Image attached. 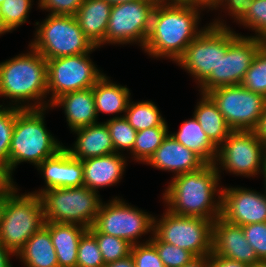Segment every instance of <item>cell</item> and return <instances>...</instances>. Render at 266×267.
Instances as JSON below:
<instances>
[{"mask_svg":"<svg viewBox=\"0 0 266 267\" xmlns=\"http://www.w3.org/2000/svg\"><path fill=\"white\" fill-rule=\"evenodd\" d=\"M172 2H191L204 5L207 9L212 5V0H166Z\"/></svg>","mask_w":266,"mask_h":267,"instance_id":"49","label":"cell"},{"mask_svg":"<svg viewBox=\"0 0 266 267\" xmlns=\"http://www.w3.org/2000/svg\"><path fill=\"white\" fill-rule=\"evenodd\" d=\"M92 226L98 232L125 239L135 245L145 243L140 242L139 237L149 232L153 234L154 216L115 197L108 203H101Z\"/></svg>","mask_w":266,"mask_h":267,"instance_id":"12","label":"cell"},{"mask_svg":"<svg viewBox=\"0 0 266 267\" xmlns=\"http://www.w3.org/2000/svg\"><path fill=\"white\" fill-rule=\"evenodd\" d=\"M124 117L137 132L152 127L168 126L156 104L148 100L135 103L130 100Z\"/></svg>","mask_w":266,"mask_h":267,"instance_id":"30","label":"cell"},{"mask_svg":"<svg viewBox=\"0 0 266 267\" xmlns=\"http://www.w3.org/2000/svg\"><path fill=\"white\" fill-rule=\"evenodd\" d=\"M111 7L106 0H84L74 15L79 27L95 47L105 45Z\"/></svg>","mask_w":266,"mask_h":267,"instance_id":"23","label":"cell"},{"mask_svg":"<svg viewBox=\"0 0 266 267\" xmlns=\"http://www.w3.org/2000/svg\"><path fill=\"white\" fill-rule=\"evenodd\" d=\"M159 0H137L111 7L105 44H139L144 47Z\"/></svg>","mask_w":266,"mask_h":267,"instance_id":"14","label":"cell"},{"mask_svg":"<svg viewBox=\"0 0 266 267\" xmlns=\"http://www.w3.org/2000/svg\"><path fill=\"white\" fill-rule=\"evenodd\" d=\"M45 180V187L31 193L41 194L52 188L83 186V165L63 147L54 156L46 158L37 166Z\"/></svg>","mask_w":266,"mask_h":267,"instance_id":"18","label":"cell"},{"mask_svg":"<svg viewBox=\"0 0 266 267\" xmlns=\"http://www.w3.org/2000/svg\"><path fill=\"white\" fill-rule=\"evenodd\" d=\"M33 0H4L0 4V36L12 32L29 18Z\"/></svg>","mask_w":266,"mask_h":267,"instance_id":"32","label":"cell"},{"mask_svg":"<svg viewBox=\"0 0 266 267\" xmlns=\"http://www.w3.org/2000/svg\"><path fill=\"white\" fill-rule=\"evenodd\" d=\"M63 108L71 131L97 123L94 94L92 87L61 95L51 105Z\"/></svg>","mask_w":266,"mask_h":267,"instance_id":"21","label":"cell"},{"mask_svg":"<svg viewBox=\"0 0 266 267\" xmlns=\"http://www.w3.org/2000/svg\"><path fill=\"white\" fill-rule=\"evenodd\" d=\"M105 124L111 135L115 153H123L126 149L131 152L134 147L137 131L130 126L124 114L110 118L105 121ZM121 150L122 152H120Z\"/></svg>","mask_w":266,"mask_h":267,"instance_id":"34","label":"cell"},{"mask_svg":"<svg viewBox=\"0 0 266 267\" xmlns=\"http://www.w3.org/2000/svg\"><path fill=\"white\" fill-rule=\"evenodd\" d=\"M220 180L215 165L206 163L198 170L173 176L162 199L174 214L214 221L221 216Z\"/></svg>","mask_w":266,"mask_h":267,"instance_id":"2","label":"cell"},{"mask_svg":"<svg viewBox=\"0 0 266 267\" xmlns=\"http://www.w3.org/2000/svg\"><path fill=\"white\" fill-rule=\"evenodd\" d=\"M182 267H210L209 256L196 257L190 263L185 264Z\"/></svg>","mask_w":266,"mask_h":267,"instance_id":"48","label":"cell"},{"mask_svg":"<svg viewBox=\"0 0 266 267\" xmlns=\"http://www.w3.org/2000/svg\"><path fill=\"white\" fill-rule=\"evenodd\" d=\"M12 192H0V220L2 217V212H3V208L5 205V202L7 200V197L11 194Z\"/></svg>","mask_w":266,"mask_h":267,"instance_id":"50","label":"cell"},{"mask_svg":"<svg viewBox=\"0 0 266 267\" xmlns=\"http://www.w3.org/2000/svg\"><path fill=\"white\" fill-rule=\"evenodd\" d=\"M89 53L47 60L48 108L61 95L93 87L104 75L91 61ZM51 92V94H50Z\"/></svg>","mask_w":266,"mask_h":267,"instance_id":"13","label":"cell"},{"mask_svg":"<svg viewBox=\"0 0 266 267\" xmlns=\"http://www.w3.org/2000/svg\"><path fill=\"white\" fill-rule=\"evenodd\" d=\"M14 256L1 242H0V267H12L10 263V256Z\"/></svg>","mask_w":266,"mask_h":267,"instance_id":"47","label":"cell"},{"mask_svg":"<svg viewBox=\"0 0 266 267\" xmlns=\"http://www.w3.org/2000/svg\"><path fill=\"white\" fill-rule=\"evenodd\" d=\"M168 126L152 127L137 132L133 150L134 161L146 163L168 135Z\"/></svg>","mask_w":266,"mask_h":267,"instance_id":"31","label":"cell"},{"mask_svg":"<svg viewBox=\"0 0 266 267\" xmlns=\"http://www.w3.org/2000/svg\"><path fill=\"white\" fill-rule=\"evenodd\" d=\"M83 2L84 0H38V7L51 15L74 16Z\"/></svg>","mask_w":266,"mask_h":267,"instance_id":"41","label":"cell"},{"mask_svg":"<svg viewBox=\"0 0 266 267\" xmlns=\"http://www.w3.org/2000/svg\"><path fill=\"white\" fill-rule=\"evenodd\" d=\"M104 265L96 238L87 230L78 244L77 267H104Z\"/></svg>","mask_w":266,"mask_h":267,"instance_id":"38","label":"cell"},{"mask_svg":"<svg viewBox=\"0 0 266 267\" xmlns=\"http://www.w3.org/2000/svg\"><path fill=\"white\" fill-rule=\"evenodd\" d=\"M17 193L18 188L7 197L0 220V242L14 256L45 222L40 195Z\"/></svg>","mask_w":266,"mask_h":267,"instance_id":"5","label":"cell"},{"mask_svg":"<svg viewBox=\"0 0 266 267\" xmlns=\"http://www.w3.org/2000/svg\"><path fill=\"white\" fill-rule=\"evenodd\" d=\"M7 166L0 162V192H13L17 187Z\"/></svg>","mask_w":266,"mask_h":267,"instance_id":"42","label":"cell"},{"mask_svg":"<svg viewBox=\"0 0 266 267\" xmlns=\"http://www.w3.org/2000/svg\"><path fill=\"white\" fill-rule=\"evenodd\" d=\"M209 265L210 267H248V264L218 256L213 252L209 255Z\"/></svg>","mask_w":266,"mask_h":267,"instance_id":"43","label":"cell"},{"mask_svg":"<svg viewBox=\"0 0 266 267\" xmlns=\"http://www.w3.org/2000/svg\"><path fill=\"white\" fill-rule=\"evenodd\" d=\"M146 164L163 171H170L174 173L175 176H178L198 170L203 167L206 162L168 133L162 144Z\"/></svg>","mask_w":266,"mask_h":267,"instance_id":"19","label":"cell"},{"mask_svg":"<svg viewBox=\"0 0 266 267\" xmlns=\"http://www.w3.org/2000/svg\"><path fill=\"white\" fill-rule=\"evenodd\" d=\"M21 108L0 105V162L8 168L10 143L14 124Z\"/></svg>","mask_w":266,"mask_h":267,"instance_id":"36","label":"cell"},{"mask_svg":"<svg viewBox=\"0 0 266 267\" xmlns=\"http://www.w3.org/2000/svg\"><path fill=\"white\" fill-rule=\"evenodd\" d=\"M245 0H212V5L208 8L211 10H216L218 8L225 9V11L230 15L237 7H239ZM224 8H222V7Z\"/></svg>","mask_w":266,"mask_h":267,"instance_id":"44","label":"cell"},{"mask_svg":"<svg viewBox=\"0 0 266 267\" xmlns=\"http://www.w3.org/2000/svg\"><path fill=\"white\" fill-rule=\"evenodd\" d=\"M104 74L92 87L97 116L99 113L125 114L130 101V90L126 86L113 83Z\"/></svg>","mask_w":266,"mask_h":267,"instance_id":"27","label":"cell"},{"mask_svg":"<svg viewBox=\"0 0 266 267\" xmlns=\"http://www.w3.org/2000/svg\"><path fill=\"white\" fill-rule=\"evenodd\" d=\"M204 8L198 3L159 0L143 47L145 53L156 59L167 57L176 63L203 31L204 27L198 25Z\"/></svg>","mask_w":266,"mask_h":267,"instance_id":"1","label":"cell"},{"mask_svg":"<svg viewBox=\"0 0 266 267\" xmlns=\"http://www.w3.org/2000/svg\"><path fill=\"white\" fill-rule=\"evenodd\" d=\"M229 47V26L215 19L188 45L176 64L190 73L198 88L210 77Z\"/></svg>","mask_w":266,"mask_h":267,"instance_id":"9","label":"cell"},{"mask_svg":"<svg viewBox=\"0 0 266 267\" xmlns=\"http://www.w3.org/2000/svg\"><path fill=\"white\" fill-rule=\"evenodd\" d=\"M106 1L109 2L111 5H114V4H122L126 2H134L137 0H106Z\"/></svg>","mask_w":266,"mask_h":267,"instance_id":"51","label":"cell"},{"mask_svg":"<svg viewBox=\"0 0 266 267\" xmlns=\"http://www.w3.org/2000/svg\"><path fill=\"white\" fill-rule=\"evenodd\" d=\"M25 267H59L49 229L43 225L16 254Z\"/></svg>","mask_w":266,"mask_h":267,"instance_id":"25","label":"cell"},{"mask_svg":"<svg viewBox=\"0 0 266 267\" xmlns=\"http://www.w3.org/2000/svg\"><path fill=\"white\" fill-rule=\"evenodd\" d=\"M29 49L0 63V97L9 98L11 103L7 106L11 107L48 108L44 100L48 96L47 60L31 46Z\"/></svg>","mask_w":266,"mask_h":267,"instance_id":"3","label":"cell"},{"mask_svg":"<svg viewBox=\"0 0 266 267\" xmlns=\"http://www.w3.org/2000/svg\"><path fill=\"white\" fill-rule=\"evenodd\" d=\"M264 177V188H265V191H266V161H265V167H264V169H263V174H262Z\"/></svg>","mask_w":266,"mask_h":267,"instance_id":"53","label":"cell"},{"mask_svg":"<svg viewBox=\"0 0 266 267\" xmlns=\"http://www.w3.org/2000/svg\"><path fill=\"white\" fill-rule=\"evenodd\" d=\"M44 221L77 224L90 228L97 217L102 199L86 186L52 188L40 194Z\"/></svg>","mask_w":266,"mask_h":267,"instance_id":"7","label":"cell"},{"mask_svg":"<svg viewBox=\"0 0 266 267\" xmlns=\"http://www.w3.org/2000/svg\"><path fill=\"white\" fill-rule=\"evenodd\" d=\"M121 153L82 160L83 185L91 190L116 185L123 177L127 159Z\"/></svg>","mask_w":266,"mask_h":267,"instance_id":"20","label":"cell"},{"mask_svg":"<svg viewBox=\"0 0 266 267\" xmlns=\"http://www.w3.org/2000/svg\"><path fill=\"white\" fill-rule=\"evenodd\" d=\"M253 131L259 140L266 146V107Z\"/></svg>","mask_w":266,"mask_h":267,"instance_id":"45","label":"cell"},{"mask_svg":"<svg viewBox=\"0 0 266 267\" xmlns=\"http://www.w3.org/2000/svg\"><path fill=\"white\" fill-rule=\"evenodd\" d=\"M200 95L201 98L197 102L193 116L198 120L209 140L218 148L233 130L212 98L205 93H200Z\"/></svg>","mask_w":266,"mask_h":267,"instance_id":"26","label":"cell"},{"mask_svg":"<svg viewBox=\"0 0 266 267\" xmlns=\"http://www.w3.org/2000/svg\"><path fill=\"white\" fill-rule=\"evenodd\" d=\"M55 248L59 267H77V250L88 228L77 224L45 221Z\"/></svg>","mask_w":266,"mask_h":267,"instance_id":"24","label":"cell"},{"mask_svg":"<svg viewBox=\"0 0 266 267\" xmlns=\"http://www.w3.org/2000/svg\"><path fill=\"white\" fill-rule=\"evenodd\" d=\"M233 131H253L266 107V97L242 85L223 86L207 93Z\"/></svg>","mask_w":266,"mask_h":267,"instance_id":"15","label":"cell"},{"mask_svg":"<svg viewBox=\"0 0 266 267\" xmlns=\"http://www.w3.org/2000/svg\"><path fill=\"white\" fill-rule=\"evenodd\" d=\"M72 132L77 134L75 143L70 148L64 147L74 158L82 161L91 157L115 153L111 135L105 122H97L75 129Z\"/></svg>","mask_w":266,"mask_h":267,"instance_id":"22","label":"cell"},{"mask_svg":"<svg viewBox=\"0 0 266 267\" xmlns=\"http://www.w3.org/2000/svg\"><path fill=\"white\" fill-rule=\"evenodd\" d=\"M160 217L154 216L153 233L161 241L187 250L195 257L212 253V220L177 215L168 209Z\"/></svg>","mask_w":266,"mask_h":267,"instance_id":"8","label":"cell"},{"mask_svg":"<svg viewBox=\"0 0 266 267\" xmlns=\"http://www.w3.org/2000/svg\"><path fill=\"white\" fill-rule=\"evenodd\" d=\"M241 85L266 97V41L255 55Z\"/></svg>","mask_w":266,"mask_h":267,"instance_id":"35","label":"cell"},{"mask_svg":"<svg viewBox=\"0 0 266 267\" xmlns=\"http://www.w3.org/2000/svg\"><path fill=\"white\" fill-rule=\"evenodd\" d=\"M212 252L248 265L261 261L246 240L242 226L228 223L221 217L213 221Z\"/></svg>","mask_w":266,"mask_h":267,"instance_id":"17","label":"cell"},{"mask_svg":"<svg viewBox=\"0 0 266 267\" xmlns=\"http://www.w3.org/2000/svg\"><path fill=\"white\" fill-rule=\"evenodd\" d=\"M88 230L95 236L105 264L115 262L131 254L132 244L127 240L98 232L93 226Z\"/></svg>","mask_w":266,"mask_h":267,"instance_id":"33","label":"cell"},{"mask_svg":"<svg viewBox=\"0 0 266 267\" xmlns=\"http://www.w3.org/2000/svg\"><path fill=\"white\" fill-rule=\"evenodd\" d=\"M265 161L266 146L254 131H232L217 148L214 165L219 177L221 170L236 176L256 177L260 173L263 174Z\"/></svg>","mask_w":266,"mask_h":267,"instance_id":"10","label":"cell"},{"mask_svg":"<svg viewBox=\"0 0 266 267\" xmlns=\"http://www.w3.org/2000/svg\"><path fill=\"white\" fill-rule=\"evenodd\" d=\"M47 109H22L17 114L8 160L11 175L19 163L29 162L37 167L64 147L45 126Z\"/></svg>","mask_w":266,"mask_h":267,"instance_id":"4","label":"cell"},{"mask_svg":"<svg viewBox=\"0 0 266 267\" xmlns=\"http://www.w3.org/2000/svg\"><path fill=\"white\" fill-rule=\"evenodd\" d=\"M230 16L255 31L254 37L266 41V0H245Z\"/></svg>","mask_w":266,"mask_h":267,"instance_id":"29","label":"cell"},{"mask_svg":"<svg viewBox=\"0 0 266 267\" xmlns=\"http://www.w3.org/2000/svg\"><path fill=\"white\" fill-rule=\"evenodd\" d=\"M104 267H136V266L134 259L130 254L129 256L116 260L115 262L105 264Z\"/></svg>","mask_w":266,"mask_h":267,"instance_id":"46","label":"cell"},{"mask_svg":"<svg viewBox=\"0 0 266 267\" xmlns=\"http://www.w3.org/2000/svg\"><path fill=\"white\" fill-rule=\"evenodd\" d=\"M169 134L186 148L199 155L206 163L214 164L217 147L209 140L194 116L183 121L178 132H170Z\"/></svg>","mask_w":266,"mask_h":267,"instance_id":"28","label":"cell"},{"mask_svg":"<svg viewBox=\"0 0 266 267\" xmlns=\"http://www.w3.org/2000/svg\"><path fill=\"white\" fill-rule=\"evenodd\" d=\"M35 25H38L35 38L29 46L46 60L89 53L98 48L85 36L75 16L48 14Z\"/></svg>","mask_w":266,"mask_h":267,"instance_id":"6","label":"cell"},{"mask_svg":"<svg viewBox=\"0 0 266 267\" xmlns=\"http://www.w3.org/2000/svg\"><path fill=\"white\" fill-rule=\"evenodd\" d=\"M149 241L156 247L165 267H182L196 258L187 250L161 241L154 233Z\"/></svg>","mask_w":266,"mask_h":267,"instance_id":"37","label":"cell"},{"mask_svg":"<svg viewBox=\"0 0 266 267\" xmlns=\"http://www.w3.org/2000/svg\"><path fill=\"white\" fill-rule=\"evenodd\" d=\"M248 267H266V260H262L260 262L248 265Z\"/></svg>","mask_w":266,"mask_h":267,"instance_id":"52","label":"cell"},{"mask_svg":"<svg viewBox=\"0 0 266 267\" xmlns=\"http://www.w3.org/2000/svg\"><path fill=\"white\" fill-rule=\"evenodd\" d=\"M221 218L244 226L266 222V191L264 194L244 187H222Z\"/></svg>","mask_w":266,"mask_h":267,"instance_id":"16","label":"cell"},{"mask_svg":"<svg viewBox=\"0 0 266 267\" xmlns=\"http://www.w3.org/2000/svg\"><path fill=\"white\" fill-rule=\"evenodd\" d=\"M131 256L136 267H165L156 247L149 240L132 245Z\"/></svg>","mask_w":266,"mask_h":267,"instance_id":"39","label":"cell"},{"mask_svg":"<svg viewBox=\"0 0 266 267\" xmlns=\"http://www.w3.org/2000/svg\"><path fill=\"white\" fill-rule=\"evenodd\" d=\"M245 238L255 250L258 258L266 260V222L242 226Z\"/></svg>","mask_w":266,"mask_h":267,"instance_id":"40","label":"cell"},{"mask_svg":"<svg viewBox=\"0 0 266 267\" xmlns=\"http://www.w3.org/2000/svg\"><path fill=\"white\" fill-rule=\"evenodd\" d=\"M265 40L244 36L229 27V47L225 55H220L216 69L200 86L199 92L207 94L209 91L223 86L241 85L255 55Z\"/></svg>","mask_w":266,"mask_h":267,"instance_id":"11","label":"cell"}]
</instances>
